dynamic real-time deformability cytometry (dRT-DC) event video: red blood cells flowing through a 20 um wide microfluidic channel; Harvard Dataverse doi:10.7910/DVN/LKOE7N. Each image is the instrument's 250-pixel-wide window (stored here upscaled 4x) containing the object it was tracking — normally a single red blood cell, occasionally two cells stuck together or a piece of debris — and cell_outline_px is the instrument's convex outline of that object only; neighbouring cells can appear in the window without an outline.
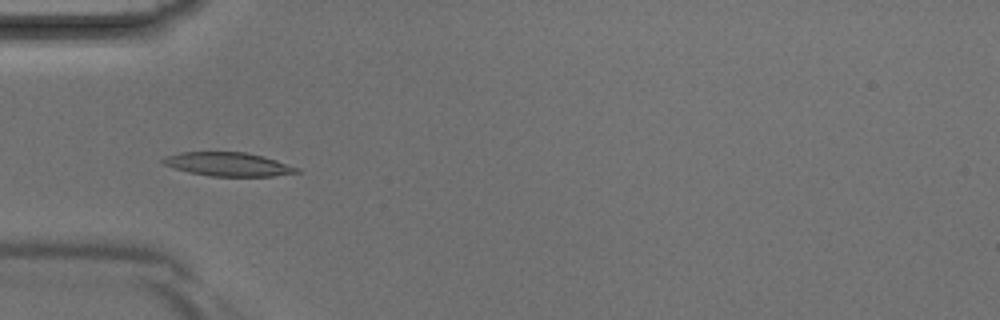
{"species": "Egyptian fruit bat (a non-hibernating species)", "species_latin": "Rousettus aegyptiacus", "temperature_condition": "room temperature", "stored_images_in_passage": 3, "camera_frame_rate_fps": 3000, "um_per_image_px": 0.085, "animal": {"sex": "male"}, "frame": {"image": 1, "passage_image": 3, "time_ms": 0.667, "image_size_px": [1000, 320], "cell_outline_px": [[304, 172], [272, 176], [212, 176], [188, 172], [164, 164], [160, 160], [164, 156], [180, 152], [244, 152], [264, 156], [300, 168]], "centroid_in_image_um": [19.43, 13.96], "position_along_channel_um": 65.6, "area_um2": 18.55}}